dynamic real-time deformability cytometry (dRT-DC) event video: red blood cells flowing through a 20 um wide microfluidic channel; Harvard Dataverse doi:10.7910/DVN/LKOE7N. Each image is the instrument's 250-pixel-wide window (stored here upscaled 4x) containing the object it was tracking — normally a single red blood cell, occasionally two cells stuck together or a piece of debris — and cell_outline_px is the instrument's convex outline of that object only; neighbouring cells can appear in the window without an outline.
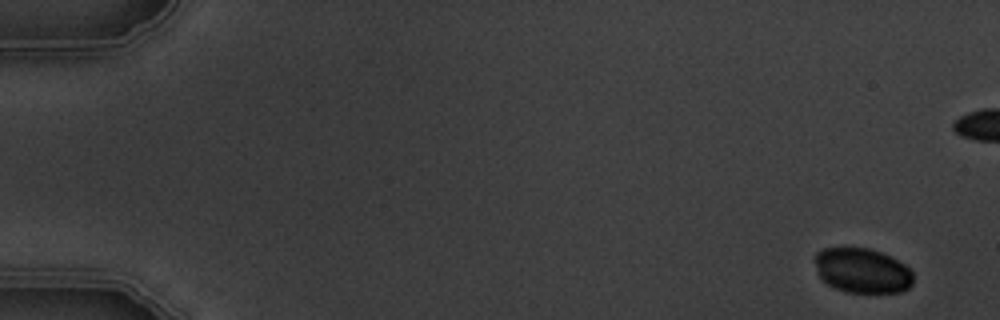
{"species": "common noctule bat (a hibernating species)", "species_latin": "Nyctalus noctula", "temperature_condition": "warm", "stored_images_in_passage": 5, "camera_frame_rate_fps": 3000, "um_per_image_px": 0.085, "animal": {"sex": "male", "body_mass_g": 19.5, "forearm_length_mm": 54.6}, "frame": {"image": 1, "passage_image": 1, "time_ms": 0.0, "image_size_px": [1000, 320], "cell_outline_px": [[912, 284], [908, 288], [900, 292], [844, 292], [828, 284], [820, 276], [816, 268], [816, 252], [824, 248], [868, 248], [880, 252], [904, 264], [912, 272]], "centroid_in_image_um": [73.29, 23.0], "position_along_channel_um": 11.7, "area_um2": 25.32}}